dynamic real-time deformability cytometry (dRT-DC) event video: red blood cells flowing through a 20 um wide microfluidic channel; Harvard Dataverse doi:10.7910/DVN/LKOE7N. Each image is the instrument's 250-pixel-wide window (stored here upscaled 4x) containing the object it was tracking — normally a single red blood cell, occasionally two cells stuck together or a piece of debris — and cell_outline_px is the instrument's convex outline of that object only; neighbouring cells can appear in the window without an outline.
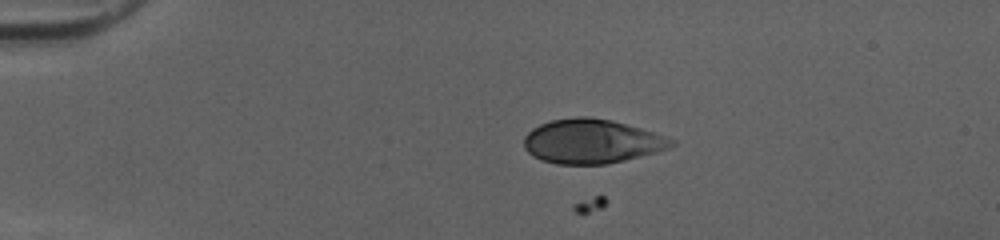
{"species": "human", "species_latin": "Homo sapiens", "temperature_condition": "cold", "stored_images_in_passage": 41, "camera_frame_rate_fps": 3000, "um_per_image_px": 0.085, "donor": {"sex": "female"}, "frame": {"image": 1, "passage_image": 1, "time_ms": 0.0, "image_size_px": [1000, 240], "cell_outline_px": [[676, 144], [668, 148], [656, 152], [608, 164], [556, 164], [540, 160], [532, 156], [524, 148], [524, 136], [532, 128], [540, 124], [552, 120], [576, 116], [588, 116], [612, 120], [640, 128], [676, 140]], "centroid_in_image_um": [50.26, 12.01], "position_along_channel_um": 34.7, "area_um2": 38.09}}
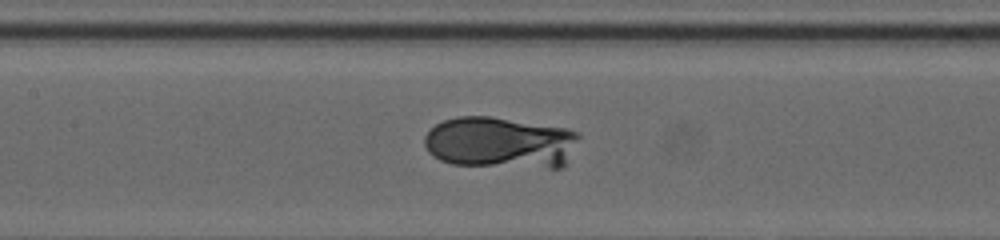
{"frame": {"image": 2, "passage_image": 15, "time_ms": 4.667, "image_size_px": [1000, 240], "cell_outline_px": [[580, 136], [564, 164], [560, 168], [552, 168], [452, 164], [440, 160], [432, 156], [428, 152], [424, 144], [424, 136], [436, 124], [444, 120], [456, 116], [488, 116], [568, 128], [580, 132]], "centroid_in_image_um": [42.5, 12.11], "position_along_channel_um": 164.9, "area_um2": 46.53}}
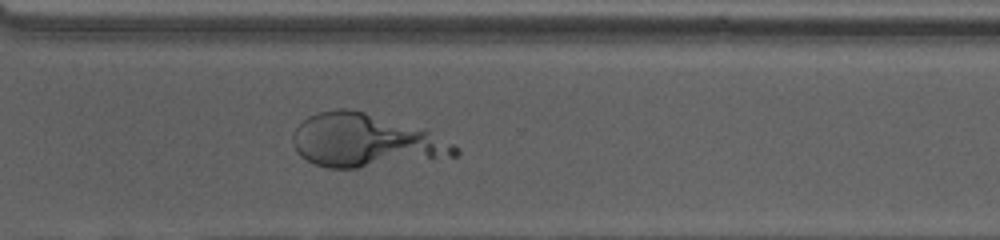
{"frame": {"image": 3, "passage_image": 28, "time_ms": 9.0, "image_size_px": [1000, 240], "cell_outline_px": [[460, 152], [456, 156], [356, 168], [328, 168], [316, 164], [300, 156], [296, 152], [292, 144], [292, 132], [308, 116], [316, 112], [340, 108], [344, 108], [364, 112], [424, 128], [460, 148]], "centroid_in_image_um": [31.02, 11.95], "position_along_channel_um": 339.6, "area_um2": 50.17}}